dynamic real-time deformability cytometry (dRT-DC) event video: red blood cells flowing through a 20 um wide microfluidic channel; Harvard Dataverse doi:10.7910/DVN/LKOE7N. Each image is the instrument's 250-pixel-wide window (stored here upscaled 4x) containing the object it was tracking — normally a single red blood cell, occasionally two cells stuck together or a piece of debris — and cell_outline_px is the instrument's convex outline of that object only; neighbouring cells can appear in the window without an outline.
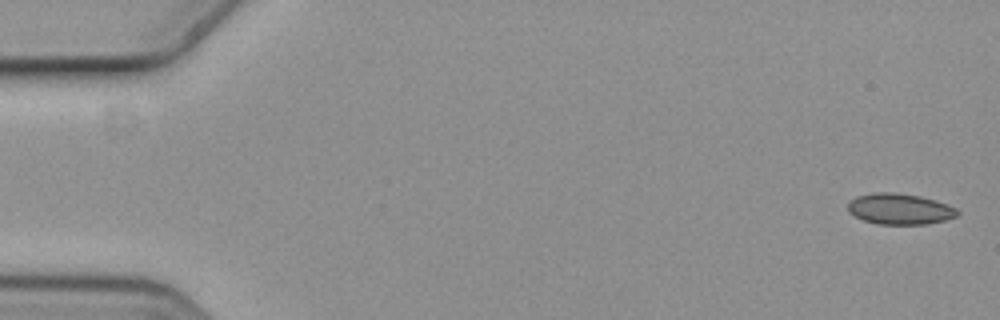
{"species": "common noctule bat (a hibernating species)", "species_latin": "Nyctalus noctula", "temperature_condition": "cold", "stored_images_in_passage": 5, "camera_frame_rate_fps": 3000, "um_per_image_px": 0.085, "animal": {"sex": "female", "body_mass_g": 19.3, "forearm_length_mm": 54.1}, "frame": {"image": 1, "passage_image": 1, "time_ms": 0.0, "image_size_px": [1000, 320], "cell_outline_px": [[960, 212], [956, 216], [944, 220], [924, 224], [876, 224], [864, 220], [848, 212], [848, 204], [856, 196], [876, 192], [892, 192], [920, 196], [936, 200], [956, 208]], "centroid_in_image_um": [76.47, 17.76], "position_along_channel_um": 8.5, "area_um2": 19.59}}
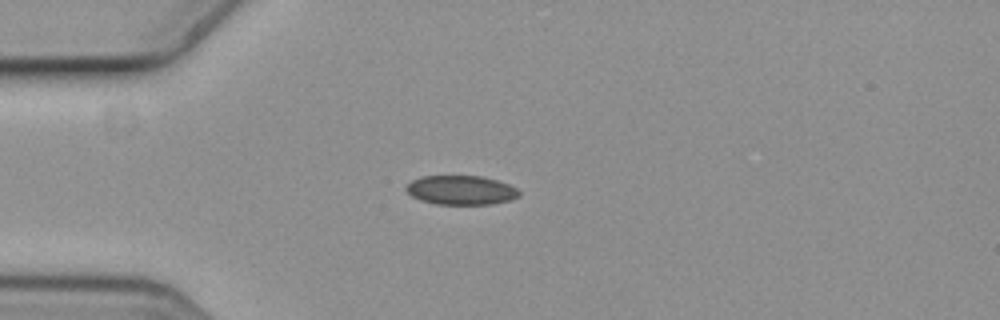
{"frame": {"image": 2, "passage_image": 5, "time_ms": 1.333, "image_size_px": [1000, 320], "cell_outline_px": [[520, 196], [512, 200], [492, 204], [436, 204], [420, 200], [412, 196], [404, 188], [412, 180], [420, 176], [480, 176], [496, 180], [508, 184], [516, 188], [520, 192]], "centroid_in_image_um": [39.19, 16.16], "position_along_channel_um": 45.8, "area_um2": 19.25}}